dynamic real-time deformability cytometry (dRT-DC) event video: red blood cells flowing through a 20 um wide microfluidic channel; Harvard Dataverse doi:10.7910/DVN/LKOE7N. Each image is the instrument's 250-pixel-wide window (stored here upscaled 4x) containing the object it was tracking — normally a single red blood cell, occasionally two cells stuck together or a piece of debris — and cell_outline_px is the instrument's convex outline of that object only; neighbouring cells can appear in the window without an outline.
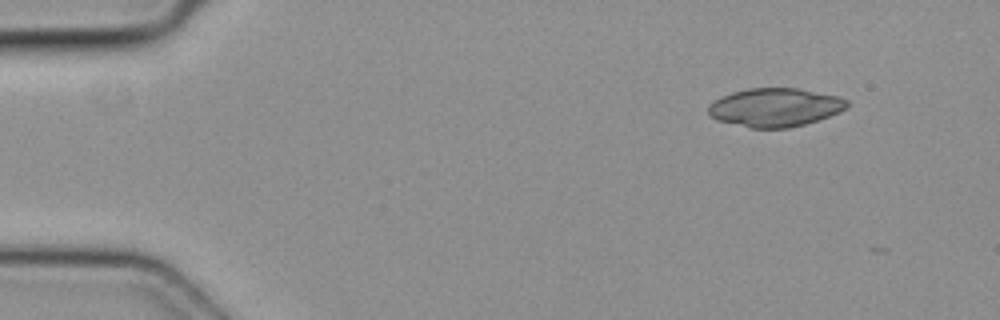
{"species": "common noctule bat (a hibernating species)", "species_latin": "Nyctalus noctula", "temperature_condition": "cold", "stored_images_in_passage": 5, "segment_of_instrument_passage": [2, 2], "camera_frame_rate_fps": 3000, "um_per_image_px": 0.085, "animal": {"sex": "female", "body_mass_g": 19.3, "forearm_length_mm": 54.1}, "frame": {"image": 1, "passage_image": 5, "time_ms": 1.333, "image_size_px": [1000, 320], "cell_outline_px": [[848, 104], [844, 108], [828, 116], [804, 124], [788, 128], [752, 128], [716, 120], [708, 116], [708, 104], [720, 96], [732, 92], [748, 88], [796, 88], [836, 96], [848, 100]], "centroid_in_image_um": [65.79, 9.13], "position_along_channel_um": 19.2, "area_um2": 30.92}}